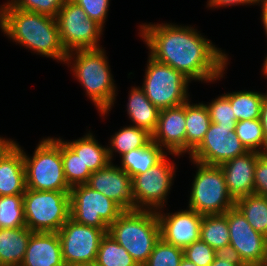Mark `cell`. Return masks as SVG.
<instances>
[{
	"label": "cell",
	"instance_id": "cell-29",
	"mask_svg": "<svg viewBox=\"0 0 267 266\" xmlns=\"http://www.w3.org/2000/svg\"><path fill=\"white\" fill-rule=\"evenodd\" d=\"M224 95L230 100L237 121L260 119L264 93L243 90Z\"/></svg>",
	"mask_w": 267,
	"mask_h": 266
},
{
	"label": "cell",
	"instance_id": "cell-45",
	"mask_svg": "<svg viewBox=\"0 0 267 266\" xmlns=\"http://www.w3.org/2000/svg\"><path fill=\"white\" fill-rule=\"evenodd\" d=\"M180 266H197L195 263L187 260L185 257L182 258Z\"/></svg>",
	"mask_w": 267,
	"mask_h": 266
},
{
	"label": "cell",
	"instance_id": "cell-18",
	"mask_svg": "<svg viewBox=\"0 0 267 266\" xmlns=\"http://www.w3.org/2000/svg\"><path fill=\"white\" fill-rule=\"evenodd\" d=\"M260 154L256 151H248L220 165L228 192L235 201L243 196L254 194V171Z\"/></svg>",
	"mask_w": 267,
	"mask_h": 266
},
{
	"label": "cell",
	"instance_id": "cell-38",
	"mask_svg": "<svg viewBox=\"0 0 267 266\" xmlns=\"http://www.w3.org/2000/svg\"><path fill=\"white\" fill-rule=\"evenodd\" d=\"M77 5L81 6L87 14V17L94 20L104 27L107 18L109 0H72Z\"/></svg>",
	"mask_w": 267,
	"mask_h": 266
},
{
	"label": "cell",
	"instance_id": "cell-22",
	"mask_svg": "<svg viewBox=\"0 0 267 266\" xmlns=\"http://www.w3.org/2000/svg\"><path fill=\"white\" fill-rule=\"evenodd\" d=\"M126 110L132 126L144 129L151 135L155 132L160 110L147 98L141 87H132L130 90Z\"/></svg>",
	"mask_w": 267,
	"mask_h": 266
},
{
	"label": "cell",
	"instance_id": "cell-21",
	"mask_svg": "<svg viewBox=\"0 0 267 266\" xmlns=\"http://www.w3.org/2000/svg\"><path fill=\"white\" fill-rule=\"evenodd\" d=\"M33 232L27 227L0 228V266H20Z\"/></svg>",
	"mask_w": 267,
	"mask_h": 266
},
{
	"label": "cell",
	"instance_id": "cell-6",
	"mask_svg": "<svg viewBox=\"0 0 267 266\" xmlns=\"http://www.w3.org/2000/svg\"><path fill=\"white\" fill-rule=\"evenodd\" d=\"M69 193L26 188L23 194L26 227L32 232H58L70 218Z\"/></svg>",
	"mask_w": 267,
	"mask_h": 266
},
{
	"label": "cell",
	"instance_id": "cell-48",
	"mask_svg": "<svg viewBox=\"0 0 267 266\" xmlns=\"http://www.w3.org/2000/svg\"><path fill=\"white\" fill-rule=\"evenodd\" d=\"M262 264H263L264 266H267V252H266V254H265V256H264V260H263Z\"/></svg>",
	"mask_w": 267,
	"mask_h": 266
},
{
	"label": "cell",
	"instance_id": "cell-44",
	"mask_svg": "<svg viewBox=\"0 0 267 266\" xmlns=\"http://www.w3.org/2000/svg\"><path fill=\"white\" fill-rule=\"evenodd\" d=\"M259 3L262 5L261 21L263 22V27L267 35V0H260Z\"/></svg>",
	"mask_w": 267,
	"mask_h": 266
},
{
	"label": "cell",
	"instance_id": "cell-11",
	"mask_svg": "<svg viewBox=\"0 0 267 266\" xmlns=\"http://www.w3.org/2000/svg\"><path fill=\"white\" fill-rule=\"evenodd\" d=\"M166 157L144 174L132 178L133 210L158 211L164 208L175 177V165Z\"/></svg>",
	"mask_w": 267,
	"mask_h": 266
},
{
	"label": "cell",
	"instance_id": "cell-13",
	"mask_svg": "<svg viewBox=\"0 0 267 266\" xmlns=\"http://www.w3.org/2000/svg\"><path fill=\"white\" fill-rule=\"evenodd\" d=\"M248 152L238 139L235 126L211 122L200 145L190 154L191 161L220 166L223 162Z\"/></svg>",
	"mask_w": 267,
	"mask_h": 266
},
{
	"label": "cell",
	"instance_id": "cell-3",
	"mask_svg": "<svg viewBox=\"0 0 267 266\" xmlns=\"http://www.w3.org/2000/svg\"><path fill=\"white\" fill-rule=\"evenodd\" d=\"M106 56L102 48L75 50L67 53L64 62L70 64L74 76L84 87L86 95L93 101L101 116L111 111L117 96ZM72 59L74 62H71Z\"/></svg>",
	"mask_w": 267,
	"mask_h": 266
},
{
	"label": "cell",
	"instance_id": "cell-12",
	"mask_svg": "<svg viewBox=\"0 0 267 266\" xmlns=\"http://www.w3.org/2000/svg\"><path fill=\"white\" fill-rule=\"evenodd\" d=\"M107 231L77 223L69 218L57 232L65 266L95 263L98 248Z\"/></svg>",
	"mask_w": 267,
	"mask_h": 266
},
{
	"label": "cell",
	"instance_id": "cell-39",
	"mask_svg": "<svg viewBox=\"0 0 267 266\" xmlns=\"http://www.w3.org/2000/svg\"><path fill=\"white\" fill-rule=\"evenodd\" d=\"M254 193L267 197V153L257 158L254 171Z\"/></svg>",
	"mask_w": 267,
	"mask_h": 266
},
{
	"label": "cell",
	"instance_id": "cell-25",
	"mask_svg": "<svg viewBox=\"0 0 267 266\" xmlns=\"http://www.w3.org/2000/svg\"><path fill=\"white\" fill-rule=\"evenodd\" d=\"M230 232L227 211L224 214L203 215L200 225V239L217 253H228Z\"/></svg>",
	"mask_w": 267,
	"mask_h": 266
},
{
	"label": "cell",
	"instance_id": "cell-35",
	"mask_svg": "<svg viewBox=\"0 0 267 266\" xmlns=\"http://www.w3.org/2000/svg\"><path fill=\"white\" fill-rule=\"evenodd\" d=\"M211 122L217 125L236 126L237 119L234 115L230 100L223 94L206 104Z\"/></svg>",
	"mask_w": 267,
	"mask_h": 266
},
{
	"label": "cell",
	"instance_id": "cell-36",
	"mask_svg": "<svg viewBox=\"0 0 267 266\" xmlns=\"http://www.w3.org/2000/svg\"><path fill=\"white\" fill-rule=\"evenodd\" d=\"M17 9L56 18L65 0H9Z\"/></svg>",
	"mask_w": 267,
	"mask_h": 266
},
{
	"label": "cell",
	"instance_id": "cell-46",
	"mask_svg": "<svg viewBox=\"0 0 267 266\" xmlns=\"http://www.w3.org/2000/svg\"><path fill=\"white\" fill-rule=\"evenodd\" d=\"M262 71H263V75L267 77V57L264 60Z\"/></svg>",
	"mask_w": 267,
	"mask_h": 266
},
{
	"label": "cell",
	"instance_id": "cell-24",
	"mask_svg": "<svg viewBox=\"0 0 267 266\" xmlns=\"http://www.w3.org/2000/svg\"><path fill=\"white\" fill-rule=\"evenodd\" d=\"M152 139L143 147L131 150L123 154L121 159V169H123L131 178L137 174H144L151 167L159 163L167 152L163 151Z\"/></svg>",
	"mask_w": 267,
	"mask_h": 266
},
{
	"label": "cell",
	"instance_id": "cell-43",
	"mask_svg": "<svg viewBox=\"0 0 267 266\" xmlns=\"http://www.w3.org/2000/svg\"><path fill=\"white\" fill-rule=\"evenodd\" d=\"M260 120L263 128V132L267 141V93L264 95V99L261 105Z\"/></svg>",
	"mask_w": 267,
	"mask_h": 266
},
{
	"label": "cell",
	"instance_id": "cell-7",
	"mask_svg": "<svg viewBox=\"0 0 267 266\" xmlns=\"http://www.w3.org/2000/svg\"><path fill=\"white\" fill-rule=\"evenodd\" d=\"M198 170L192 182L188 208L201 215L224 214L235 206L222 168L196 161Z\"/></svg>",
	"mask_w": 267,
	"mask_h": 266
},
{
	"label": "cell",
	"instance_id": "cell-37",
	"mask_svg": "<svg viewBox=\"0 0 267 266\" xmlns=\"http://www.w3.org/2000/svg\"><path fill=\"white\" fill-rule=\"evenodd\" d=\"M218 253L201 239L183 249L184 257L197 266H209Z\"/></svg>",
	"mask_w": 267,
	"mask_h": 266
},
{
	"label": "cell",
	"instance_id": "cell-8",
	"mask_svg": "<svg viewBox=\"0 0 267 266\" xmlns=\"http://www.w3.org/2000/svg\"><path fill=\"white\" fill-rule=\"evenodd\" d=\"M148 64L141 88L159 110L183 105L189 100L190 80L167 64L148 57Z\"/></svg>",
	"mask_w": 267,
	"mask_h": 266
},
{
	"label": "cell",
	"instance_id": "cell-16",
	"mask_svg": "<svg viewBox=\"0 0 267 266\" xmlns=\"http://www.w3.org/2000/svg\"><path fill=\"white\" fill-rule=\"evenodd\" d=\"M86 185L113 200L124 211L133 210L132 178L112 162L92 173Z\"/></svg>",
	"mask_w": 267,
	"mask_h": 266
},
{
	"label": "cell",
	"instance_id": "cell-31",
	"mask_svg": "<svg viewBox=\"0 0 267 266\" xmlns=\"http://www.w3.org/2000/svg\"><path fill=\"white\" fill-rule=\"evenodd\" d=\"M235 132L248 151L267 153V141L260 119L237 121Z\"/></svg>",
	"mask_w": 267,
	"mask_h": 266
},
{
	"label": "cell",
	"instance_id": "cell-4",
	"mask_svg": "<svg viewBox=\"0 0 267 266\" xmlns=\"http://www.w3.org/2000/svg\"><path fill=\"white\" fill-rule=\"evenodd\" d=\"M107 234L123 246L139 266L149 259L160 239V223L156 211H124L108 226Z\"/></svg>",
	"mask_w": 267,
	"mask_h": 266
},
{
	"label": "cell",
	"instance_id": "cell-40",
	"mask_svg": "<svg viewBox=\"0 0 267 266\" xmlns=\"http://www.w3.org/2000/svg\"><path fill=\"white\" fill-rule=\"evenodd\" d=\"M209 266H243V264L230 253H218Z\"/></svg>",
	"mask_w": 267,
	"mask_h": 266
},
{
	"label": "cell",
	"instance_id": "cell-1",
	"mask_svg": "<svg viewBox=\"0 0 267 266\" xmlns=\"http://www.w3.org/2000/svg\"><path fill=\"white\" fill-rule=\"evenodd\" d=\"M173 23L140 25L149 56L181 72L190 81L223 78L228 56L191 26ZM200 33V34H199Z\"/></svg>",
	"mask_w": 267,
	"mask_h": 266
},
{
	"label": "cell",
	"instance_id": "cell-14",
	"mask_svg": "<svg viewBox=\"0 0 267 266\" xmlns=\"http://www.w3.org/2000/svg\"><path fill=\"white\" fill-rule=\"evenodd\" d=\"M230 232L228 253L242 264H259L267 252V237L255 231L243 214L234 206L227 211Z\"/></svg>",
	"mask_w": 267,
	"mask_h": 266
},
{
	"label": "cell",
	"instance_id": "cell-15",
	"mask_svg": "<svg viewBox=\"0 0 267 266\" xmlns=\"http://www.w3.org/2000/svg\"><path fill=\"white\" fill-rule=\"evenodd\" d=\"M160 223V237L169 244L184 249L200 239L203 215L186 209L175 213L156 211Z\"/></svg>",
	"mask_w": 267,
	"mask_h": 266
},
{
	"label": "cell",
	"instance_id": "cell-49",
	"mask_svg": "<svg viewBox=\"0 0 267 266\" xmlns=\"http://www.w3.org/2000/svg\"><path fill=\"white\" fill-rule=\"evenodd\" d=\"M79 266H98L96 263H92V264H83V265H79Z\"/></svg>",
	"mask_w": 267,
	"mask_h": 266
},
{
	"label": "cell",
	"instance_id": "cell-5",
	"mask_svg": "<svg viewBox=\"0 0 267 266\" xmlns=\"http://www.w3.org/2000/svg\"><path fill=\"white\" fill-rule=\"evenodd\" d=\"M26 188L40 191L70 192L63 171L61 139H42L29 157L22 149Z\"/></svg>",
	"mask_w": 267,
	"mask_h": 266
},
{
	"label": "cell",
	"instance_id": "cell-47",
	"mask_svg": "<svg viewBox=\"0 0 267 266\" xmlns=\"http://www.w3.org/2000/svg\"><path fill=\"white\" fill-rule=\"evenodd\" d=\"M243 266H264L262 263L259 264H243Z\"/></svg>",
	"mask_w": 267,
	"mask_h": 266
},
{
	"label": "cell",
	"instance_id": "cell-10",
	"mask_svg": "<svg viewBox=\"0 0 267 266\" xmlns=\"http://www.w3.org/2000/svg\"><path fill=\"white\" fill-rule=\"evenodd\" d=\"M70 218L75 222L108 230L124 210L113 200L86 184L71 187Z\"/></svg>",
	"mask_w": 267,
	"mask_h": 266
},
{
	"label": "cell",
	"instance_id": "cell-23",
	"mask_svg": "<svg viewBox=\"0 0 267 266\" xmlns=\"http://www.w3.org/2000/svg\"><path fill=\"white\" fill-rule=\"evenodd\" d=\"M185 122V152L190 155L203 141L211 124L206 104L185 102Z\"/></svg>",
	"mask_w": 267,
	"mask_h": 266
},
{
	"label": "cell",
	"instance_id": "cell-33",
	"mask_svg": "<svg viewBox=\"0 0 267 266\" xmlns=\"http://www.w3.org/2000/svg\"><path fill=\"white\" fill-rule=\"evenodd\" d=\"M26 227L23 195L0 196V228Z\"/></svg>",
	"mask_w": 267,
	"mask_h": 266
},
{
	"label": "cell",
	"instance_id": "cell-30",
	"mask_svg": "<svg viewBox=\"0 0 267 266\" xmlns=\"http://www.w3.org/2000/svg\"><path fill=\"white\" fill-rule=\"evenodd\" d=\"M95 263L98 266H139L127 250L107 233L101 240Z\"/></svg>",
	"mask_w": 267,
	"mask_h": 266
},
{
	"label": "cell",
	"instance_id": "cell-17",
	"mask_svg": "<svg viewBox=\"0 0 267 266\" xmlns=\"http://www.w3.org/2000/svg\"><path fill=\"white\" fill-rule=\"evenodd\" d=\"M185 103L160 110L158 125L152 134V141L167 152L179 156L185 153Z\"/></svg>",
	"mask_w": 267,
	"mask_h": 266
},
{
	"label": "cell",
	"instance_id": "cell-28",
	"mask_svg": "<svg viewBox=\"0 0 267 266\" xmlns=\"http://www.w3.org/2000/svg\"><path fill=\"white\" fill-rule=\"evenodd\" d=\"M111 137V145L107 146L110 162L113 160L114 151L122 156L131 150L145 146L152 139V135L146 130L132 125L123 127Z\"/></svg>",
	"mask_w": 267,
	"mask_h": 266
},
{
	"label": "cell",
	"instance_id": "cell-9",
	"mask_svg": "<svg viewBox=\"0 0 267 266\" xmlns=\"http://www.w3.org/2000/svg\"><path fill=\"white\" fill-rule=\"evenodd\" d=\"M55 19L60 42L66 53L101 48L99 39L103 34V27L88 18L82 7L72 0H65Z\"/></svg>",
	"mask_w": 267,
	"mask_h": 266
},
{
	"label": "cell",
	"instance_id": "cell-19",
	"mask_svg": "<svg viewBox=\"0 0 267 266\" xmlns=\"http://www.w3.org/2000/svg\"><path fill=\"white\" fill-rule=\"evenodd\" d=\"M20 266H65L57 232H33Z\"/></svg>",
	"mask_w": 267,
	"mask_h": 266
},
{
	"label": "cell",
	"instance_id": "cell-20",
	"mask_svg": "<svg viewBox=\"0 0 267 266\" xmlns=\"http://www.w3.org/2000/svg\"><path fill=\"white\" fill-rule=\"evenodd\" d=\"M26 190L25 166L21 146L0 162V196L23 195Z\"/></svg>",
	"mask_w": 267,
	"mask_h": 266
},
{
	"label": "cell",
	"instance_id": "cell-26",
	"mask_svg": "<svg viewBox=\"0 0 267 266\" xmlns=\"http://www.w3.org/2000/svg\"><path fill=\"white\" fill-rule=\"evenodd\" d=\"M78 156L84 166H87L91 173L105 168L109 163L107 147H103L94 138L92 133L74 141H64Z\"/></svg>",
	"mask_w": 267,
	"mask_h": 266
},
{
	"label": "cell",
	"instance_id": "cell-34",
	"mask_svg": "<svg viewBox=\"0 0 267 266\" xmlns=\"http://www.w3.org/2000/svg\"><path fill=\"white\" fill-rule=\"evenodd\" d=\"M183 257L182 248L166 243L160 237L143 266H180Z\"/></svg>",
	"mask_w": 267,
	"mask_h": 266
},
{
	"label": "cell",
	"instance_id": "cell-27",
	"mask_svg": "<svg viewBox=\"0 0 267 266\" xmlns=\"http://www.w3.org/2000/svg\"><path fill=\"white\" fill-rule=\"evenodd\" d=\"M235 207L255 231L267 237V197L255 193L243 196L235 201Z\"/></svg>",
	"mask_w": 267,
	"mask_h": 266
},
{
	"label": "cell",
	"instance_id": "cell-32",
	"mask_svg": "<svg viewBox=\"0 0 267 266\" xmlns=\"http://www.w3.org/2000/svg\"><path fill=\"white\" fill-rule=\"evenodd\" d=\"M61 159L65 179L70 187L86 184L89 176L92 174L87 166H84L80 156H78L61 139Z\"/></svg>",
	"mask_w": 267,
	"mask_h": 266
},
{
	"label": "cell",
	"instance_id": "cell-2",
	"mask_svg": "<svg viewBox=\"0 0 267 266\" xmlns=\"http://www.w3.org/2000/svg\"><path fill=\"white\" fill-rule=\"evenodd\" d=\"M0 28L11 40L44 57L65 62L56 19L15 8L9 1L0 5Z\"/></svg>",
	"mask_w": 267,
	"mask_h": 266
},
{
	"label": "cell",
	"instance_id": "cell-41",
	"mask_svg": "<svg viewBox=\"0 0 267 266\" xmlns=\"http://www.w3.org/2000/svg\"><path fill=\"white\" fill-rule=\"evenodd\" d=\"M260 0H208L207 5L211 8H220L222 7H227V6H235V5H249V4H254L258 5Z\"/></svg>",
	"mask_w": 267,
	"mask_h": 266
},
{
	"label": "cell",
	"instance_id": "cell-42",
	"mask_svg": "<svg viewBox=\"0 0 267 266\" xmlns=\"http://www.w3.org/2000/svg\"><path fill=\"white\" fill-rule=\"evenodd\" d=\"M17 147L18 143L15 141L0 137V162L11 154Z\"/></svg>",
	"mask_w": 267,
	"mask_h": 266
}]
</instances>
